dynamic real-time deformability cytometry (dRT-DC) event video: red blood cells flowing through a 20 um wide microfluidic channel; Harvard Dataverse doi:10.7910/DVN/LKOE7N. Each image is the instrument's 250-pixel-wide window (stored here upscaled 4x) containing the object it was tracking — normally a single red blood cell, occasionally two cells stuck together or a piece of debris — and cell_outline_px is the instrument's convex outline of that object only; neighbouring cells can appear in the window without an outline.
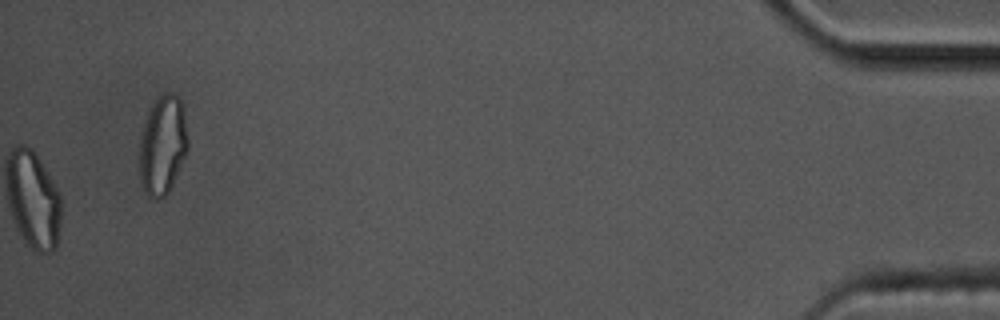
{"species": "common noctule bat (a hibernating species)", "species_latin": "Nyctalus noctula", "temperature_condition": "cold", "stored_images_in_passage": 45, "camera_frame_rate_fps": 3000, "um_per_image_px": 0.085, "animal": {"sex": "male", "body_mass_g": 17.5, "forearm_length_mm": 52.3}, "frame": {"image": 1, "passage_image": 45, "time_ms": 14.667, "image_size_px": [1000, 320], "cell_outline_px": [[188, 148], [172, 184], [168, 192], [160, 200], [156, 200], [148, 196], [144, 192], [140, 184], [140, 140], [148, 108], [160, 96], [168, 92], [172, 92], [180, 96], [184, 108], [188, 136]], "centroid_in_image_um": [13.83, 12.32], "position_along_channel_um": 421.4, "area_um2": 28.21}, "authors_computed_cell_mechanics": {"area_um2": 20.9236, "velocity_mm_per_s": 3.5543, "shape_relaxation_time_tau1_ms": 10.7958, "shape_relaxation_time_tau2_ms": 3.2452, "deformation_change_tau1": 0.1871, "deformation_change_tau2": 0.0927}}